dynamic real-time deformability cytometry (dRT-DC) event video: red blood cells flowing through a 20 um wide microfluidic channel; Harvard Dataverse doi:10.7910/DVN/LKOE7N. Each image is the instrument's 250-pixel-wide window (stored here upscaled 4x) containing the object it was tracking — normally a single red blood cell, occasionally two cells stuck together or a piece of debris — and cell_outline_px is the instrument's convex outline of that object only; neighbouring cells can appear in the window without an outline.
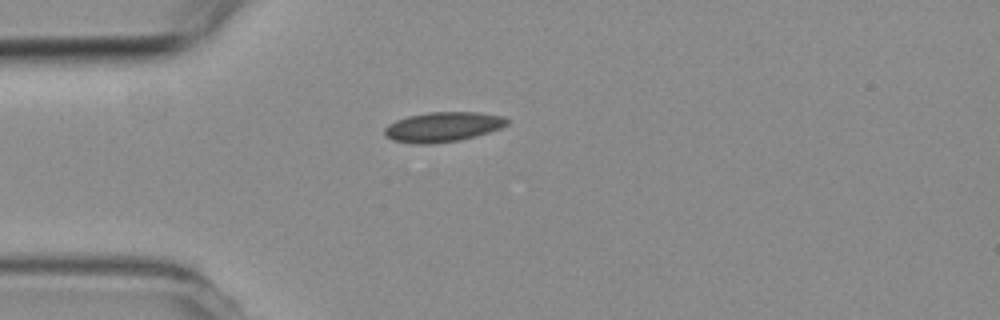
{"species": "common noctule bat (a hibernating species)", "species_latin": "Nyctalus noctula", "temperature_condition": "room temperature", "stored_images_in_passage": 2, "camera_frame_rate_fps": 3000, "um_per_image_px": 0.085, "animal": {"sex": "female", "body_mass_g": 19.3, "forearm_length_mm": 54.1}, "frame": {"image": 1, "passage_image": 1, "time_ms": 0.0, "image_size_px": [1000, 320], "cell_outline_px": [[508, 124], [500, 128], [476, 136], [460, 140], [432, 144], [416, 144], [392, 140], [384, 136], [384, 128], [388, 124], [396, 120], [408, 116], [428, 112], [476, 112], [504, 116], [508, 120]], "centroid_in_image_um": [37.61, 10.79], "position_along_channel_um": 47.4, "area_um2": 21.39}}